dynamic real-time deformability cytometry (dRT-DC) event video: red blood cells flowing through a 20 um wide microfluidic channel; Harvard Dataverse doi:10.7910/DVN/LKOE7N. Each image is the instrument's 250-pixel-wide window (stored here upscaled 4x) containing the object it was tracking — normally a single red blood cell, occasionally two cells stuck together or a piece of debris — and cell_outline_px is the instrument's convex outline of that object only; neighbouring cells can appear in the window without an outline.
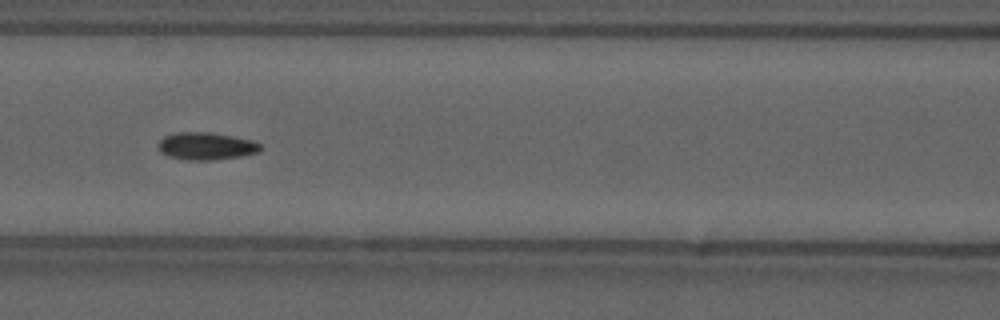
{"species": "common noctule bat (a hibernating species)", "species_latin": "Nyctalus noctula", "temperature_condition": "cold", "stored_images_in_passage": 55, "camera_frame_rate_fps": 3000, "um_per_image_px": 0.085, "animal": {"sex": "male", "forearm_length_mm": 52.5}, "frame": {"image": 1, "passage_image": 24, "time_ms": 7.667, "image_size_px": [1000, 320], "cell_outline_px": [[264, 148], [260, 152], [240, 156], [212, 160], [188, 160], [168, 156], [160, 152], [160, 140], [164, 136], [176, 132], [212, 132], [252, 140], [260, 144]], "centroid_in_image_um": [17.56, 12.41], "position_along_channel_um": 149.0, "area_um2": 16.36}, "authors_computed_cell_mechanics": {"area_um2": 15.4904, "velocity_mm_per_s": 3.6937, "shape_relaxation_time_tau1_ms": 9.743, "shape_relaxation_time_tau2_ms": 3.7446, "deformation_change_tau1": 0.1557, "deformation_change_tau2": 0.0876}}